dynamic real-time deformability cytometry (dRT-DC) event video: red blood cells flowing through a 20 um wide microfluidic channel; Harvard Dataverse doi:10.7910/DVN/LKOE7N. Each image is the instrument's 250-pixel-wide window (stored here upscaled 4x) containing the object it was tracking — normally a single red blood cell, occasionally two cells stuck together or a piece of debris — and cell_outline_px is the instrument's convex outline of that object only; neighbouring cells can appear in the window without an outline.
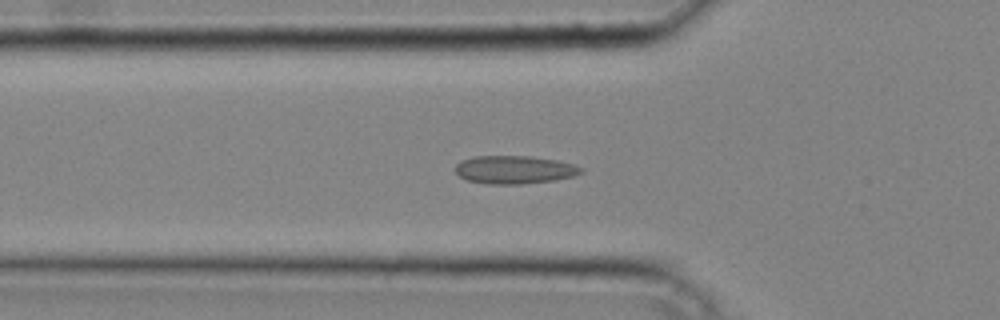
{"species": "common noctule bat (a hibernating species)", "species_latin": "Nyctalus noctula", "temperature_condition": "cold", "stored_images_in_passage": 35, "camera_frame_rate_fps": 3000, "um_per_image_px": 0.085, "animal": {"sex": "male", "body_mass_g": 20.4}, "frame": {"image": 1, "passage_image": 9, "time_ms": 2.667, "image_size_px": [1000, 320], "cell_outline_px": [[584, 172], [572, 176], [556, 180], [520, 184], [488, 184], [468, 180], [460, 176], [456, 172], [456, 164], [460, 160], [472, 156], [532, 156], [560, 160], [584, 168]], "centroid_in_image_um": [43.75, 14.41], "position_along_channel_um": 82.1, "area_um2": 20.75}}
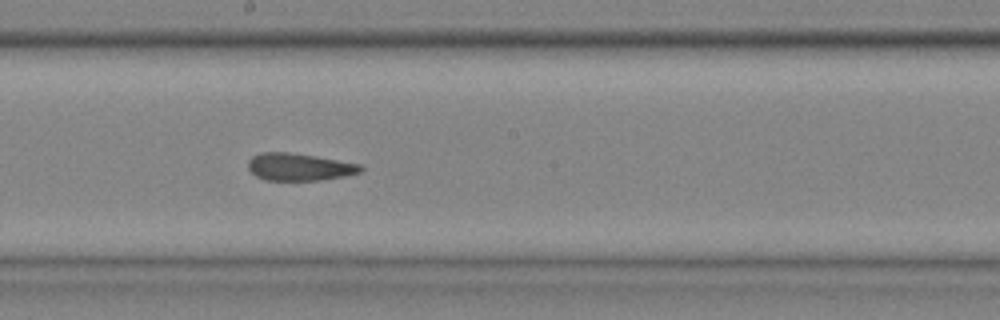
{"frame": {"image": 2, "passage_image": 18, "time_ms": 5.667, "image_size_px": [1000, 320], "cell_outline_px": [[364, 168], [360, 172], [344, 176], [320, 180], [264, 180], [256, 176], [248, 168], [248, 160], [252, 156], [260, 152], [288, 152], [316, 156], [360, 164]], "centroid_in_image_um": [25.41, 14.18], "position_along_channel_um": 222.8, "area_um2": 17.92}}
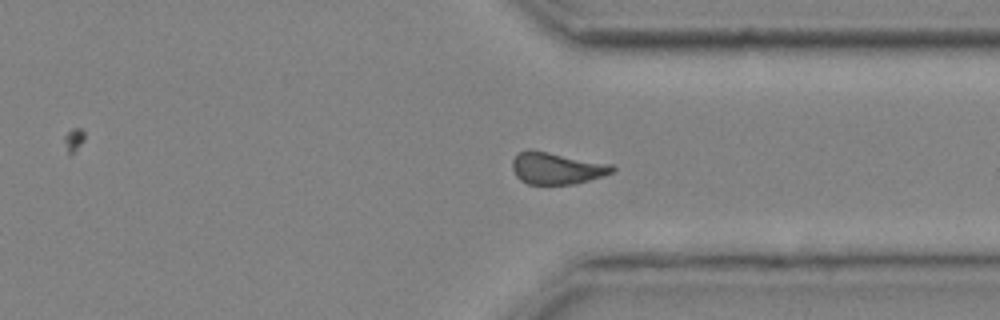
{"frame": {"image": 3, "passage_image": 27, "time_ms": 8.667, "image_size_px": [1000, 320], "cell_outline_px": [[616, 168], [612, 172], [604, 176], [572, 184], [528, 184], [520, 180], [516, 176], [512, 168], [512, 160], [520, 152], [528, 148], [612, 164]], "centroid_in_image_um": [47.3, 14.29], "position_along_channel_um": 364.1, "area_um2": 18.55}}